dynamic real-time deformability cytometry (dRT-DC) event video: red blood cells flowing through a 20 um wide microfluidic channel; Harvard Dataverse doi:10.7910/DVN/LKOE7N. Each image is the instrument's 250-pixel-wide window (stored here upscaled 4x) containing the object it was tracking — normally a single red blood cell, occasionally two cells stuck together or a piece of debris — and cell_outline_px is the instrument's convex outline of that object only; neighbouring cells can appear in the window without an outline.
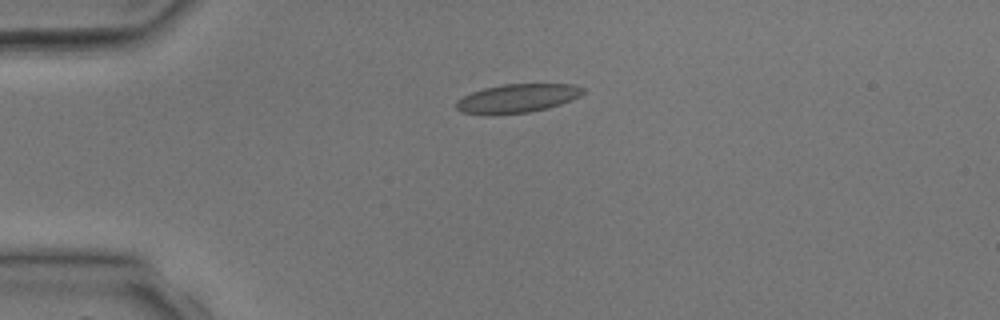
{"species": "common noctule bat (a hibernating species)", "species_latin": "Nyctalus noctula", "temperature_condition": "room temperature", "stored_images_in_passage": 2, "camera_frame_rate_fps": 3000, "um_per_image_px": 0.085, "animal": {"sex": "male", "body_mass_g": 17.9, "forearm_length_mm": 54.2}, "frame": {"image": 1, "passage_image": 1, "time_ms": 0.0, "image_size_px": [1000, 320], "cell_outline_px": [[584, 92], [580, 96], [560, 104], [548, 108], [528, 112], [460, 112], [456, 108], [456, 100], [472, 92], [484, 88], [504, 84], [572, 84], [584, 88]], "centroid_in_image_um": [44.02, 8.31], "position_along_channel_um": 41.0, "area_um2": 20.4}}
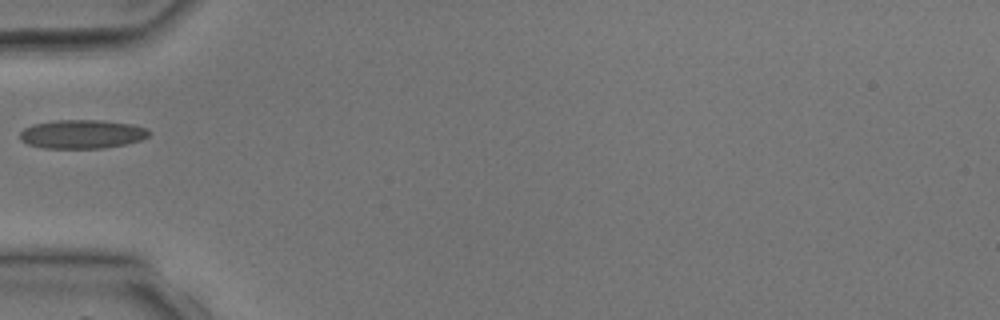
{"frame": {"image": 2, "passage_image": 2, "time_ms": 1.333, "image_size_px": [1000, 320], "cell_outline_px": [[152, 132], [148, 136], [140, 140], [124, 144], [104, 148], [44, 148], [28, 144], [20, 140], [20, 132], [24, 128], [32, 124], [56, 120], [100, 120], [132, 124], [148, 128]], "centroid_in_image_um": [6.98, 11.39], "position_along_channel_um": 78.0, "area_um2": 21.73}}